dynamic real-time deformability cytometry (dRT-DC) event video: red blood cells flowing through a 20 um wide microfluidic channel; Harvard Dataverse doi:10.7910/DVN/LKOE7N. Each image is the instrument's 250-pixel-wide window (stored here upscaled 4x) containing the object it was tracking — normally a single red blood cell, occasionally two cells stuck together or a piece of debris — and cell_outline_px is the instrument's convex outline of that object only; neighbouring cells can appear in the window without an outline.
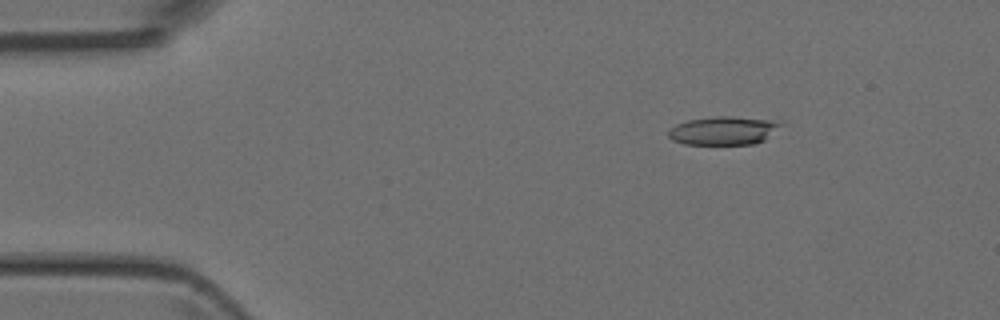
{"species": "Egyptian fruit bat (a non-hibernating species)", "species_latin": "Rousettus aegyptiacus", "temperature_condition": "room temperature", "stored_images_in_passage": 3, "camera_frame_rate_fps": 3000, "um_per_image_px": 0.085, "animal": {"sex": "female"}, "frame": {"image": 1, "passage_image": 2, "time_ms": 1.0, "image_size_px": [1000, 320], "cell_outline_px": [[784, 124], [764, 140], [756, 144], [684, 144], [672, 140], [668, 136], [668, 128], [676, 124], [688, 120], [712, 116], [732, 116], [776, 120]], "centroid_in_image_um": [61.49, 11.09], "position_along_channel_um": 23.5, "area_um2": 18.84}}